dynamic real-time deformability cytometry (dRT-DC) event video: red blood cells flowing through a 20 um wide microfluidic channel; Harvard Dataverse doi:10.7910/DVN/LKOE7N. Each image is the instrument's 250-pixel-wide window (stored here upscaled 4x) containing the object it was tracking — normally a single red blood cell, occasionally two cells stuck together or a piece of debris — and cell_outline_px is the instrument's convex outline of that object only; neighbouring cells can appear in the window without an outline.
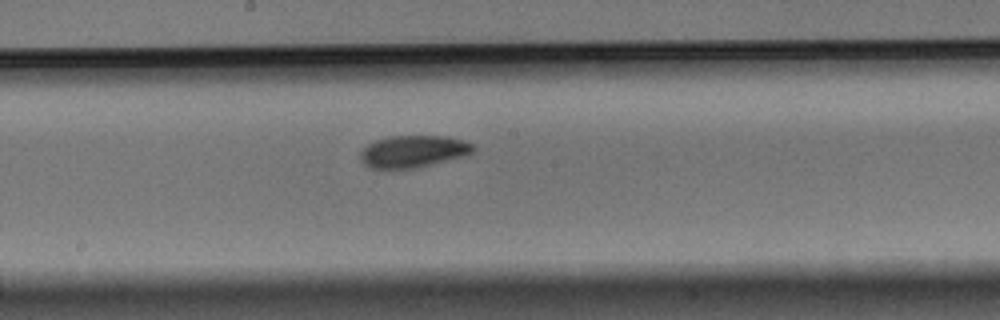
{"species": "Egyptian fruit bat (a non-hibernating species)", "species_latin": "Rousettus aegyptiacus", "temperature_condition": "warm", "stored_images_in_passage": 8, "segment_of_instrument_passage": [1, 2], "camera_frame_rate_fps": 3000, "um_per_image_px": 0.085, "animal": {"sex": "male"}, "frame": {"image": 1, "passage_image": 7, "time_ms": 2.0, "image_size_px": [1000, 320], "cell_outline_px": [[476, 148], [472, 152], [464, 156], [416, 168], [372, 168], [364, 164], [360, 160], [360, 152], [368, 144], [376, 140], [392, 136], [448, 136], [472, 144]], "centroid_in_image_um": [35.11, 12.87], "position_along_channel_um": 213.1, "area_um2": 20.87}}